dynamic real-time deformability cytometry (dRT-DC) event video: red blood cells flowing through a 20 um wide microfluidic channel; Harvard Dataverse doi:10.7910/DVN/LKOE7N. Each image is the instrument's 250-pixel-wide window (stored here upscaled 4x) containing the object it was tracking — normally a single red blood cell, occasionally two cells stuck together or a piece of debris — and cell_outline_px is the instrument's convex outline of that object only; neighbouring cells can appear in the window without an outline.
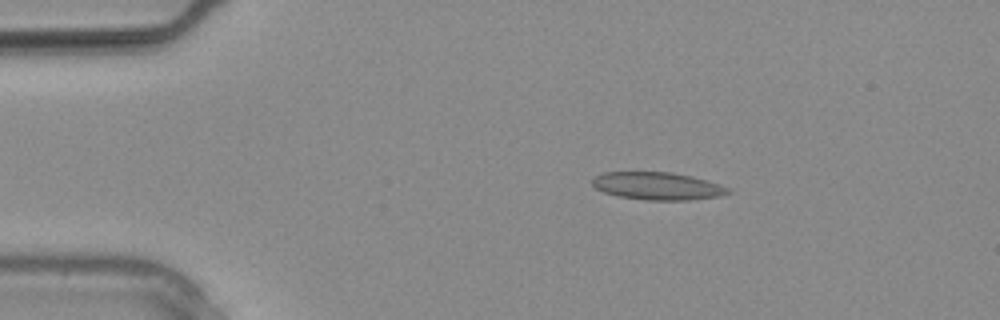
{"species": "common noctule bat (a hibernating species)", "species_latin": "Nyctalus noctula", "temperature_condition": "warm", "stored_images_in_passage": 7, "camera_frame_rate_fps": 3000, "um_per_image_px": 0.085, "animal": {"sex": "male", "body_mass_g": 20.4}, "frame": {"image": 1, "passage_image": 2, "time_ms": 0.333, "image_size_px": [1000, 320], "cell_outline_px": [[732, 192], [720, 196], [688, 200], [644, 200], [620, 196], [604, 192], [596, 188], [592, 184], [592, 180], [596, 176], [604, 172], [672, 172], [692, 176], [720, 184], [732, 188]], "centroid_in_image_um": [55.94, 15.81], "position_along_channel_um": 29.1, "area_um2": 21.91}}
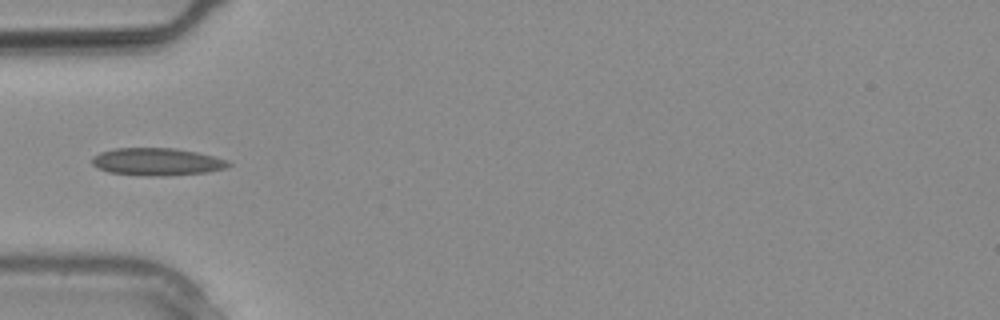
{"frame": {"image": 2, "passage_image": 6, "time_ms": 1.667, "image_size_px": [1000, 320], "cell_outline_px": [[232, 164], [228, 168], [208, 172], [160, 176], [148, 176], [108, 172], [96, 168], [92, 164], [92, 156], [100, 152], [112, 148], [176, 148], [196, 152], [228, 160]], "centroid_in_image_um": [13.33, 13.75], "position_along_channel_um": 71.7, "area_um2": 22.02}}